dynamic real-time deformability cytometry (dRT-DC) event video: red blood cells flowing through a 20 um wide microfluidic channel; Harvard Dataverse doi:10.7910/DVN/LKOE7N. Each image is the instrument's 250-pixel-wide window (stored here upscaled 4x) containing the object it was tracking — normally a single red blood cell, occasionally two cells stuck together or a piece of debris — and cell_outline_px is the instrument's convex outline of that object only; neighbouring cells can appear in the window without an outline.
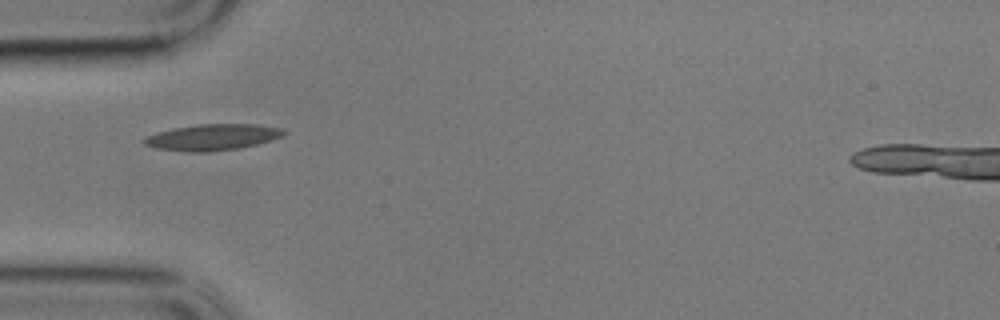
{"species": "common noctule bat (a hibernating species)", "species_latin": "Nyctalus noctula", "temperature_condition": "cold", "stored_images_in_passage": 34, "camera_frame_rate_fps": 3000, "um_per_image_px": 0.085, "animal": {"sex": "male", "body_mass_g": 17.9}, "frame": {"image": 1, "passage_image": 1, "time_ms": 0.0, "image_size_px": [1000, 320], "cell_outline_px": [[288, 132], [272, 140], [240, 148], [212, 152], [188, 152], [156, 148], [144, 144], [140, 140], [144, 136], [156, 132], [172, 128], [196, 124], [256, 124], [284, 128]], "centroid_in_image_um": [18.03, 11.66], "position_along_channel_um": 67.0, "area_um2": 21.68}}
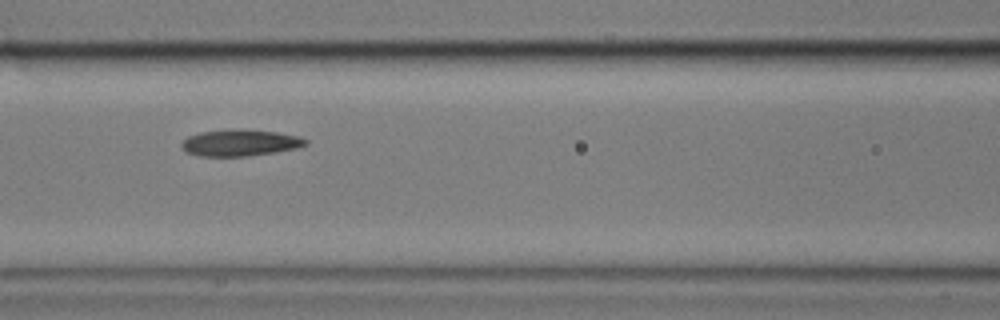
{"frame": {"image": 2, "passage_image": 8, "time_ms": 2.333, "image_size_px": [1000, 320], "cell_outline_px": [[308, 144], [296, 148], [248, 156], [196, 156], [184, 152], [180, 148], [180, 144], [188, 136], [200, 132], [276, 132], [300, 136], [308, 140]], "centroid_in_image_um": [20.36, 12.19], "position_along_channel_um": 146.2, "area_um2": 18.26}}
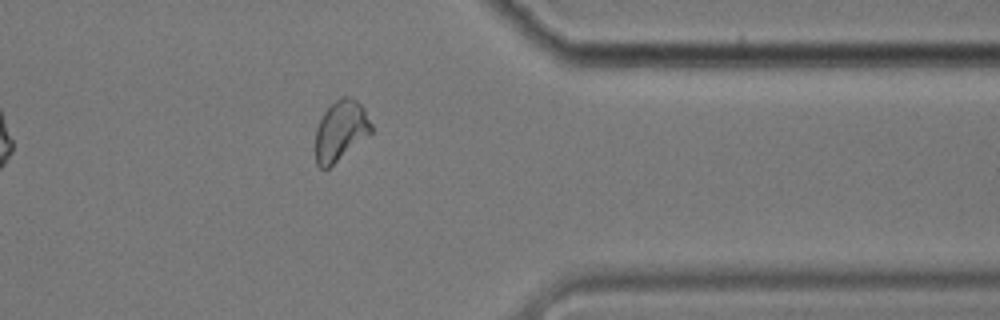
{"frame": {"image": 3, "passage_image": 30, "time_ms": 9.667, "image_size_px": [1000, 320], "cell_outline_px": [[372, 132], [328, 168], [320, 168], [316, 164], [316, 128], [324, 112], [340, 96], [348, 96], [356, 100], [364, 108], [372, 124]], "centroid_in_image_um": [28.96, 11.09], "position_along_channel_um": 382.4, "area_um2": 19.31}, "authors_computed_cell_mechanics": {"area_um2": 19.3052, "velocity_mm_per_s": 3.3801, "shape_relaxation_time_tau1_ms": null, "shape_relaxation_time_tau2_ms": 3.3327, "deformation_change_tau1": null, "deformation_change_tau2": 0.0899}}